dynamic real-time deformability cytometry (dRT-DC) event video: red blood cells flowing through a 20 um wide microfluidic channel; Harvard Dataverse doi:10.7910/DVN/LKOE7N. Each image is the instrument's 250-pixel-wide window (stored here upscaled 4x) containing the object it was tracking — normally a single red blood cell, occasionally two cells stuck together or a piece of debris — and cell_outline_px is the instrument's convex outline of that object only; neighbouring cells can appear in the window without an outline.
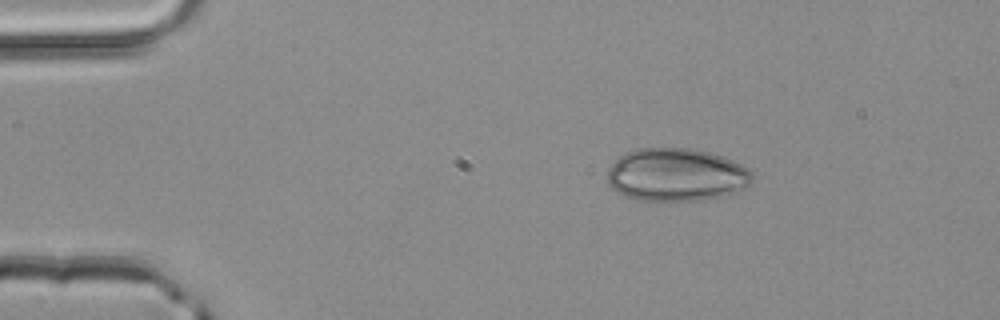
{"species": "common noctule bat (a hibernating species)", "species_latin": "Nyctalus noctula", "temperature_condition": "room temperature", "stored_images_in_passage": 2, "camera_frame_rate_fps": 3000, "um_per_image_px": 0.085, "animal": {"sex": "male", "body_mass_g": 20.4}, "frame": {"image": 1, "passage_image": 1, "time_ms": 0.0, "image_size_px": [1000, 320], "cell_outline_px": [[752, 180], [744, 188], [736, 192], [720, 196], [700, 200], [636, 200], [624, 196], [608, 188], [608, 168], [620, 156], [636, 148], [688, 148], [708, 152], [732, 160], [748, 168], [752, 172]], "centroid_in_image_um": [57.44, 14.86], "position_along_channel_um": 27.6, "area_um2": 44.68}}